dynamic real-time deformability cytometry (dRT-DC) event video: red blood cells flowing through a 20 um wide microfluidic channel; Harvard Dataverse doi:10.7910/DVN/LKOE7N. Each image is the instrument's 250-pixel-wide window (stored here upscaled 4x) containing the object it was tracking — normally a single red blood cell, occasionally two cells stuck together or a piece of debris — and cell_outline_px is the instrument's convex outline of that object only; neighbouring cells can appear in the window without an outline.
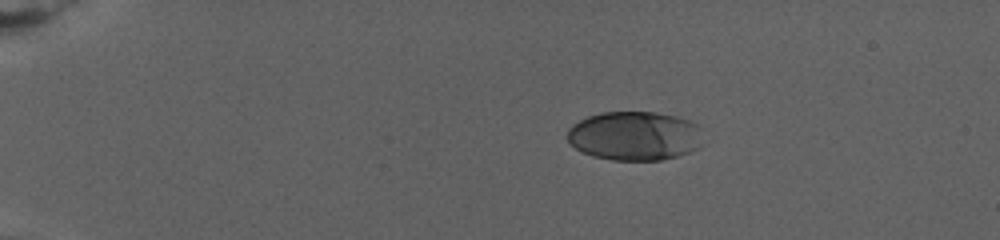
{"species": "human", "species_latin": "Homo sapiens", "temperature_condition": "warm", "stored_images_in_passage": 43, "camera_frame_rate_fps": 3000, "um_per_image_px": 0.085, "donor": {"sex": "female"}, "frame": {"image": 1, "passage_image": 1, "time_ms": 0.0, "image_size_px": [1000, 240], "cell_outline_px": [[700, 124], [696, 148], [688, 152], [676, 156], [660, 160], [612, 160], [592, 156], [576, 148], [568, 140], [568, 128], [572, 124], [588, 116], [600, 112], [656, 112], [676, 116]], "centroid_in_image_um": [53.89, 11.54], "position_along_channel_um": 31.1, "area_um2": 38.44}}
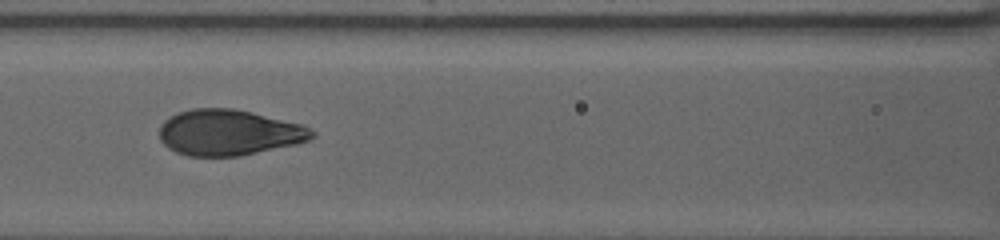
{"frame": {"image": 2, "passage_image": 25, "time_ms": 8.0, "image_size_px": [1000, 240], "cell_outline_px": [[316, 136], [308, 140], [296, 144], [240, 156], [188, 156], [176, 152], [168, 148], [160, 140], [160, 124], [164, 120], [180, 112], [192, 108], [232, 108], [252, 112], [300, 124], [316, 132]], "centroid_in_image_um": [19.44, 11.27], "position_along_channel_um": 147.2, "area_um2": 40.63}}
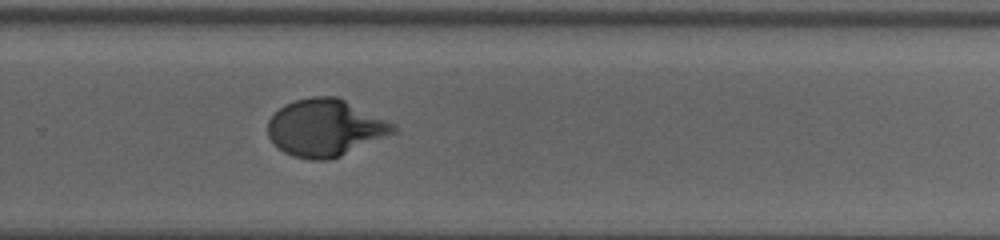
{"frame": {"image": 3, "passage_image": 43, "time_ms": 14.0, "image_size_px": [1000, 240], "cell_outline_px": [[400, 132], [332, 160], [312, 160], [292, 156], [284, 152], [272, 144], [268, 136], [268, 120], [284, 104], [296, 100], [312, 96], [336, 96], [388, 120], [396, 124], [400, 128]], "centroid_in_image_um": [27.7, 10.88], "position_along_channel_um": 302.1, "area_um2": 42.43}}